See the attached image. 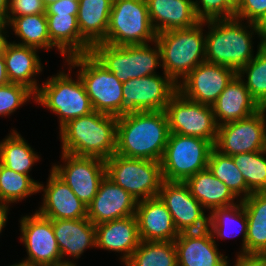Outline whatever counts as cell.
I'll use <instances>...</instances> for the list:
<instances>
[{"instance_id":"ba28073f","label":"cell","mask_w":266,"mask_h":266,"mask_svg":"<svg viewBox=\"0 0 266 266\" xmlns=\"http://www.w3.org/2000/svg\"><path fill=\"white\" fill-rule=\"evenodd\" d=\"M146 0H113L106 44L143 45L156 41Z\"/></svg>"},{"instance_id":"30bf717a","label":"cell","mask_w":266,"mask_h":266,"mask_svg":"<svg viewBox=\"0 0 266 266\" xmlns=\"http://www.w3.org/2000/svg\"><path fill=\"white\" fill-rule=\"evenodd\" d=\"M49 78L35 93L34 100L57 114L60 128L68 121L93 112V108L79 78L72 80L63 71Z\"/></svg>"},{"instance_id":"d6986e66","label":"cell","mask_w":266,"mask_h":266,"mask_svg":"<svg viewBox=\"0 0 266 266\" xmlns=\"http://www.w3.org/2000/svg\"><path fill=\"white\" fill-rule=\"evenodd\" d=\"M209 229L181 232L174 240L178 266H229Z\"/></svg>"},{"instance_id":"4316f807","label":"cell","mask_w":266,"mask_h":266,"mask_svg":"<svg viewBox=\"0 0 266 266\" xmlns=\"http://www.w3.org/2000/svg\"><path fill=\"white\" fill-rule=\"evenodd\" d=\"M46 17L50 40L63 56L90 53L92 45L80 34L77 15L46 14Z\"/></svg>"},{"instance_id":"ac0fdd59","label":"cell","mask_w":266,"mask_h":266,"mask_svg":"<svg viewBox=\"0 0 266 266\" xmlns=\"http://www.w3.org/2000/svg\"><path fill=\"white\" fill-rule=\"evenodd\" d=\"M137 201L108 177L100 182L98 192L87 207V218L102 224L136 214Z\"/></svg>"},{"instance_id":"484cf974","label":"cell","mask_w":266,"mask_h":266,"mask_svg":"<svg viewBox=\"0 0 266 266\" xmlns=\"http://www.w3.org/2000/svg\"><path fill=\"white\" fill-rule=\"evenodd\" d=\"M37 48L22 46L11 42H6L3 48L6 72L11 83H19L27 86L36 93L39 89L36 74L41 73V60L37 55Z\"/></svg>"},{"instance_id":"e575fe53","label":"cell","mask_w":266,"mask_h":266,"mask_svg":"<svg viewBox=\"0 0 266 266\" xmlns=\"http://www.w3.org/2000/svg\"><path fill=\"white\" fill-rule=\"evenodd\" d=\"M207 168L216 178L223 182L236 197L243 193L240 200L252 194L247 188L243 175L236 167L232 156L224 155L213 148L209 156Z\"/></svg>"},{"instance_id":"5bb4252c","label":"cell","mask_w":266,"mask_h":266,"mask_svg":"<svg viewBox=\"0 0 266 266\" xmlns=\"http://www.w3.org/2000/svg\"><path fill=\"white\" fill-rule=\"evenodd\" d=\"M65 165H53L51 170L88 206L106 176L105 160L98 157L75 156L62 152Z\"/></svg>"},{"instance_id":"277c9868","label":"cell","mask_w":266,"mask_h":266,"mask_svg":"<svg viewBox=\"0 0 266 266\" xmlns=\"http://www.w3.org/2000/svg\"><path fill=\"white\" fill-rule=\"evenodd\" d=\"M203 24L205 25V21L190 28L164 31L156 35L164 73L176 84L180 82V77L183 80L199 64L206 61Z\"/></svg>"},{"instance_id":"d6a6232c","label":"cell","mask_w":266,"mask_h":266,"mask_svg":"<svg viewBox=\"0 0 266 266\" xmlns=\"http://www.w3.org/2000/svg\"><path fill=\"white\" fill-rule=\"evenodd\" d=\"M239 201H240L239 204H235L229 207L213 209L209 215L208 229L210 230L213 237H215L216 234L217 237H220L222 239L231 236L234 237V235L236 234V232H234L236 230H233L231 234L229 233V231L231 230L230 228L231 225H233V227L238 228L237 229L239 230L238 233L242 232V237H243L242 240L243 244L241 249L242 251L240 252L246 253V236H247L248 221H247V215L243 207V203L241 200ZM236 223L239 225H237ZM238 233L235 235V237L239 235Z\"/></svg>"},{"instance_id":"4fadbf2b","label":"cell","mask_w":266,"mask_h":266,"mask_svg":"<svg viewBox=\"0 0 266 266\" xmlns=\"http://www.w3.org/2000/svg\"><path fill=\"white\" fill-rule=\"evenodd\" d=\"M130 79L123 83V115L138 111H164L178 91L177 84L165 73Z\"/></svg>"},{"instance_id":"f1b7e54d","label":"cell","mask_w":266,"mask_h":266,"mask_svg":"<svg viewBox=\"0 0 266 266\" xmlns=\"http://www.w3.org/2000/svg\"><path fill=\"white\" fill-rule=\"evenodd\" d=\"M185 183L192 196L206 209L213 210L236 204L234 199L237 197L208 168L189 177Z\"/></svg>"},{"instance_id":"ee69618b","label":"cell","mask_w":266,"mask_h":266,"mask_svg":"<svg viewBox=\"0 0 266 266\" xmlns=\"http://www.w3.org/2000/svg\"><path fill=\"white\" fill-rule=\"evenodd\" d=\"M234 266H266V254L240 253Z\"/></svg>"},{"instance_id":"52a82bcc","label":"cell","mask_w":266,"mask_h":266,"mask_svg":"<svg viewBox=\"0 0 266 266\" xmlns=\"http://www.w3.org/2000/svg\"><path fill=\"white\" fill-rule=\"evenodd\" d=\"M106 177L136 201L158 196L163 181L161 162L127 158L114 153L105 160Z\"/></svg>"},{"instance_id":"8d00e7d4","label":"cell","mask_w":266,"mask_h":266,"mask_svg":"<svg viewBox=\"0 0 266 266\" xmlns=\"http://www.w3.org/2000/svg\"><path fill=\"white\" fill-rule=\"evenodd\" d=\"M266 149L262 151L239 153L232 156L240 170L247 188L253 192L266 191Z\"/></svg>"},{"instance_id":"7dc6e473","label":"cell","mask_w":266,"mask_h":266,"mask_svg":"<svg viewBox=\"0 0 266 266\" xmlns=\"http://www.w3.org/2000/svg\"><path fill=\"white\" fill-rule=\"evenodd\" d=\"M8 207H0V233L7 222Z\"/></svg>"},{"instance_id":"2e32d148","label":"cell","mask_w":266,"mask_h":266,"mask_svg":"<svg viewBox=\"0 0 266 266\" xmlns=\"http://www.w3.org/2000/svg\"><path fill=\"white\" fill-rule=\"evenodd\" d=\"M20 221V240L24 242L28 255V258L20 263L47 266L62 261L51 219L36 211L31 216H23Z\"/></svg>"},{"instance_id":"8992f818","label":"cell","mask_w":266,"mask_h":266,"mask_svg":"<svg viewBox=\"0 0 266 266\" xmlns=\"http://www.w3.org/2000/svg\"><path fill=\"white\" fill-rule=\"evenodd\" d=\"M155 48L149 44L114 46L106 43L94 44L90 54L122 83L135 78L156 74L162 66L161 50L155 41Z\"/></svg>"},{"instance_id":"603a6c76","label":"cell","mask_w":266,"mask_h":266,"mask_svg":"<svg viewBox=\"0 0 266 266\" xmlns=\"http://www.w3.org/2000/svg\"><path fill=\"white\" fill-rule=\"evenodd\" d=\"M96 247L123 252L120 257L126 262L141 242L136 215L95 225Z\"/></svg>"},{"instance_id":"ffe728a7","label":"cell","mask_w":266,"mask_h":266,"mask_svg":"<svg viewBox=\"0 0 266 266\" xmlns=\"http://www.w3.org/2000/svg\"><path fill=\"white\" fill-rule=\"evenodd\" d=\"M46 188L39 183V191H44L43 204L37 211L51 220L87 218V207L52 170Z\"/></svg>"},{"instance_id":"db71d44e","label":"cell","mask_w":266,"mask_h":266,"mask_svg":"<svg viewBox=\"0 0 266 266\" xmlns=\"http://www.w3.org/2000/svg\"><path fill=\"white\" fill-rule=\"evenodd\" d=\"M11 266H29V265H26V264H22V263H18V264H13Z\"/></svg>"},{"instance_id":"b9f144b4","label":"cell","mask_w":266,"mask_h":266,"mask_svg":"<svg viewBox=\"0 0 266 266\" xmlns=\"http://www.w3.org/2000/svg\"><path fill=\"white\" fill-rule=\"evenodd\" d=\"M45 12L46 6L43 0H9L7 17L45 14Z\"/></svg>"},{"instance_id":"cb8c5ba5","label":"cell","mask_w":266,"mask_h":266,"mask_svg":"<svg viewBox=\"0 0 266 266\" xmlns=\"http://www.w3.org/2000/svg\"><path fill=\"white\" fill-rule=\"evenodd\" d=\"M149 18L155 32L186 29L196 25L193 0H146Z\"/></svg>"},{"instance_id":"74e56055","label":"cell","mask_w":266,"mask_h":266,"mask_svg":"<svg viewBox=\"0 0 266 266\" xmlns=\"http://www.w3.org/2000/svg\"><path fill=\"white\" fill-rule=\"evenodd\" d=\"M245 74L244 85L251 97L261 108H266V46L259 43L255 57L237 72L240 78Z\"/></svg>"},{"instance_id":"9c48e42d","label":"cell","mask_w":266,"mask_h":266,"mask_svg":"<svg viewBox=\"0 0 266 266\" xmlns=\"http://www.w3.org/2000/svg\"><path fill=\"white\" fill-rule=\"evenodd\" d=\"M213 148L209 140L170 133L160 161L163 180L185 182L197 172L207 169Z\"/></svg>"},{"instance_id":"e0dca14e","label":"cell","mask_w":266,"mask_h":266,"mask_svg":"<svg viewBox=\"0 0 266 266\" xmlns=\"http://www.w3.org/2000/svg\"><path fill=\"white\" fill-rule=\"evenodd\" d=\"M236 75L232 68L205 61L177 84L178 92L187 99L212 106Z\"/></svg>"},{"instance_id":"bcb514c9","label":"cell","mask_w":266,"mask_h":266,"mask_svg":"<svg viewBox=\"0 0 266 266\" xmlns=\"http://www.w3.org/2000/svg\"><path fill=\"white\" fill-rule=\"evenodd\" d=\"M9 79L6 72L5 60L3 57V52L0 54V86L8 84Z\"/></svg>"},{"instance_id":"3957f363","label":"cell","mask_w":266,"mask_h":266,"mask_svg":"<svg viewBox=\"0 0 266 266\" xmlns=\"http://www.w3.org/2000/svg\"><path fill=\"white\" fill-rule=\"evenodd\" d=\"M208 34H205L206 62L223 65L238 72L255 56L252 54V35L257 33V24L242 25L237 18L207 20ZM251 29L250 31L246 28Z\"/></svg>"},{"instance_id":"816d5d0a","label":"cell","mask_w":266,"mask_h":266,"mask_svg":"<svg viewBox=\"0 0 266 266\" xmlns=\"http://www.w3.org/2000/svg\"><path fill=\"white\" fill-rule=\"evenodd\" d=\"M59 0H43L44 5L47 7L48 5H51L55 2H57ZM67 1H75V2H79V0H67Z\"/></svg>"},{"instance_id":"f6af8a7d","label":"cell","mask_w":266,"mask_h":266,"mask_svg":"<svg viewBox=\"0 0 266 266\" xmlns=\"http://www.w3.org/2000/svg\"><path fill=\"white\" fill-rule=\"evenodd\" d=\"M258 28V37H260V44L266 46V15L261 19L257 24Z\"/></svg>"},{"instance_id":"7402d4cb","label":"cell","mask_w":266,"mask_h":266,"mask_svg":"<svg viewBox=\"0 0 266 266\" xmlns=\"http://www.w3.org/2000/svg\"><path fill=\"white\" fill-rule=\"evenodd\" d=\"M215 121L219 126L248 118L261 109L236 75L212 105Z\"/></svg>"},{"instance_id":"7bdbcfd3","label":"cell","mask_w":266,"mask_h":266,"mask_svg":"<svg viewBox=\"0 0 266 266\" xmlns=\"http://www.w3.org/2000/svg\"><path fill=\"white\" fill-rule=\"evenodd\" d=\"M79 2L59 0L46 7L45 14L78 15Z\"/></svg>"},{"instance_id":"681fc988","label":"cell","mask_w":266,"mask_h":266,"mask_svg":"<svg viewBox=\"0 0 266 266\" xmlns=\"http://www.w3.org/2000/svg\"><path fill=\"white\" fill-rule=\"evenodd\" d=\"M47 266H76L74 263H72L71 261L68 260H63L57 263H53Z\"/></svg>"},{"instance_id":"44dd1931","label":"cell","mask_w":266,"mask_h":266,"mask_svg":"<svg viewBox=\"0 0 266 266\" xmlns=\"http://www.w3.org/2000/svg\"><path fill=\"white\" fill-rule=\"evenodd\" d=\"M135 215L143 241H174L179 235L172 215L158 196L137 201Z\"/></svg>"},{"instance_id":"f5cc1de1","label":"cell","mask_w":266,"mask_h":266,"mask_svg":"<svg viewBox=\"0 0 266 266\" xmlns=\"http://www.w3.org/2000/svg\"><path fill=\"white\" fill-rule=\"evenodd\" d=\"M7 26H5L4 20L0 17V33L5 30Z\"/></svg>"},{"instance_id":"11a10c76","label":"cell","mask_w":266,"mask_h":266,"mask_svg":"<svg viewBox=\"0 0 266 266\" xmlns=\"http://www.w3.org/2000/svg\"><path fill=\"white\" fill-rule=\"evenodd\" d=\"M235 5H237V3L240 1V0H231Z\"/></svg>"},{"instance_id":"9a60e30c","label":"cell","mask_w":266,"mask_h":266,"mask_svg":"<svg viewBox=\"0 0 266 266\" xmlns=\"http://www.w3.org/2000/svg\"><path fill=\"white\" fill-rule=\"evenodd\" d=\"M158 197L165 204L179 233L208 229L209 217L185 182L163 180Z\"/></svg>"},{"instance_id":"5b68a950","label":"cell","mask_w":266,"mask_h":266,"mask_svg":"<svg viewBox=\"0 0 266 266\" xmlns=\"http://www.w3.org/2000/svg\"><path fill=\"white\" fill-rule=\"evenodd\" d=\"M68 65L80 67L78 72L94 111L123 115V83L102 66L90 53L66 58Z\"/></svg>"},{"instance_id":"836d02e7","label":"cell","mask_w":266,"mask_h":266,"mask_svg":"<svg viewBox=\"0 0 266 266\" xmlns=\"http://www.w3.org/2000/svg\"><path fill=\"white\" fill-rule=\"evenodd\" d=\"M126 266H178L174 241H143L125 262Z\"/></svg>"},{"instance_id":"f35d334b","label":"cell","mask_w":266,"mask_h":266,"mask_svg":"<svg viewBox=\"0 0 266 266\" xmlns=\"http://www.w3.org/2000/svg\"><path fill=\"white\" fill-rule=\"evenodd\" d=\"M35 93L27 86L19 83H8L0 86V116H6L16 111Z\"/></svg>"},{"instance_id":"6da1fadb","label":"cell","mask_w":266,"mask_h":266,"mask_svg":"<svg viewBox=\"0 0 266 266\" xmlns=\"http://www.w3.org/2000/svg\"><path fill=\"white\" fill-rule=\"evenodd\" d=\"M170 135L164 111H138L118 117L116 154L161 161Z\"/></svg>"},{"instance_id":"8fae6325","label":"cell","mask_w":266,"mask_h":266,"mask_svg":"<svg viewBox=\"0 0 266 266\" xmlns=\"http://www.w3.org/2000/svg\"><path fill=\"white\" fill-rule=\"evenodd\" d=\"M164 112L170 133L196 136L215 144L218 125L211 105L187 99L177 91L168 102Z\"/></svg>"},{"instance_id":"1f68e13d","label":"cell","mask_w":266,"mask_h":266,"mask_svg":"<svg viewBox=\"0 0 266 266\" xmlns=\"http://www.w3.org/2000/svg\"><path fill=\"white\" fill-rule=\"evenodd\" d=\"M0 142V163L9 169L29 175L31 167L39 156L16 130Z\"/></svg>"},{"instance_id":"7a4b0ae2","label":"cell","mask_w":266,"mask_h":266,"mask_svg":"<svg viewBox=\"0 0 266 266\" xmlns=\"http://www.w3.org/2000/svg\"><path fill=\"white\" fill-rule=\"evenodd\" d=\"M118 117L93 111L60 129L62 152L108 159L116 152Z\"/></svg>"},{"instance_id":"c3c4849f","label":"cell","mask_w":266,"mask_h":266,"mask_svg":"<svg viewBox=\"0 0 266 266\" xmlns=\"http://www.w3.org/2000/svg\"><path fill=\"white\" fill-rule=\"evenodd\" d=\"M9 8V0H0V17L5 20Z\"/></svg>"},{"instance_id":"d590c367","label":"cell","mask_w":266,"mask_h":266,"mask_svg":"<svg viewBox=\"0 0 266 266\" xmlns=\"http://www.w3.org/2000/svg\"><path fill=\"white\" fill-rule=\"evenodd\" d=\"M38 189L39 182L31 179L30 175L17 173L0 163V207H9V203L22 201L38 193Z\"/></svg>"},{"instance_id":"60d3db41","label":"cell","mask_w":266,"mask_h":266,"mask_svg":"<svg viewBox=\"0 0 266 266\" xmlns=\"http://www.w3.org/2000/svg\"><path fill=\"white\" fill-rule=\"evenodd\" d=\"M265 15L266 0H240L236 5L234 17L247 20V23L258 24Z\"/></svg>"},{"instance_id":"f546056e","label":"cell","mask_w":266,"mask_h":266,"mask_svg":"<svg viewBox=\"0 0 266 266\" xmlns=\"http://www.w3.org/2000/svg\"><path fill=\"white\" fill-rule=\"evenodd\" d=\"M241 201L248 221L246 253L266 254V191Z\"/></svg>"},{"instance_id":"f907efd6","label":"cell","mask_w":266,"mask_h":266,"mask_svg":"<svg viewBox=\"0 0 266 266\" xmlns=\"http://www.w3.org/2000/svg\"><path fill=\"white\" fill-rule=\"evenodd\" d=\"M4 33H7V32H4V30L0 33V54L2 53L3 51V48H4V45L5 43L8 41L6 39V35H4Z\"/></svg>"},{"instance_id":"83f0119b","label":"cell","mask_w":266,"mask_h":266,"mask_svg":"<svg viewBox=\"0 0 266 266\" xmlns=\"http://www.w3.org/2000/svg\"><path fill=\"white\" fill-rule=\"evenodd\" d=\"M112 5L113 0H79L78 27L92 46L105 42Z\"/></svg>"},{"instance_id":"4dcf8cb0","label":"cell","mask_w":266,"mask_h":266,"mask_svg":"<svg viewBox=\"0 0 266 266\" xmlns=\"http://www.w3.org/2000/svg\"><path fill=\"white\" fill-rule=\"evenodd\" d=\"M4 23L5 26H12L15 35L22 39V42L15 44L44 50L55 47L48 33L46 14L6 17Z\"/></svg>"},{"instance_id":"7c38bea8","label":"cell","mask_w":266,"mask_h":266,"mask_svg":"<svg viewBox=\"0 0 266 266\" xmlns=\"http://www.w3.org/2000/svg\"><path fill=\"white\" fill-rule=\"evenodd\" d=\"M265 112L261 108L248 118L219 126L214 148L228 156L266 149Z\"/></svg>"},{"instance_id":"ab89813d","label":"cell","mask_w":266,"mask_h":266,"mask_svg":"<svg viewBox=\"0 0 266 266\" xmlns=\"http://www.w3.org/2000/svg\"><path fill=\"white\" fill-rule=\"evenodd\" d=\"M193 5L200 21L234 18L236 10L231 0H193Z\"/></svg>"},{"instance_id":"d4e9b609","label":"cell","mask_w":266,"mask_h":266,"mask_svg":"<svg viewBox=\"0 0 266 266\" xmlns=\"http://www.w3.org/2000/svg\"><path fill=\"white\" fill-rule=\"evenodd\" d=\"M51 221L62 261L66 255L78 259L87 247H96L95 225L88 218Z\"/></svg>"}]
</instances>
